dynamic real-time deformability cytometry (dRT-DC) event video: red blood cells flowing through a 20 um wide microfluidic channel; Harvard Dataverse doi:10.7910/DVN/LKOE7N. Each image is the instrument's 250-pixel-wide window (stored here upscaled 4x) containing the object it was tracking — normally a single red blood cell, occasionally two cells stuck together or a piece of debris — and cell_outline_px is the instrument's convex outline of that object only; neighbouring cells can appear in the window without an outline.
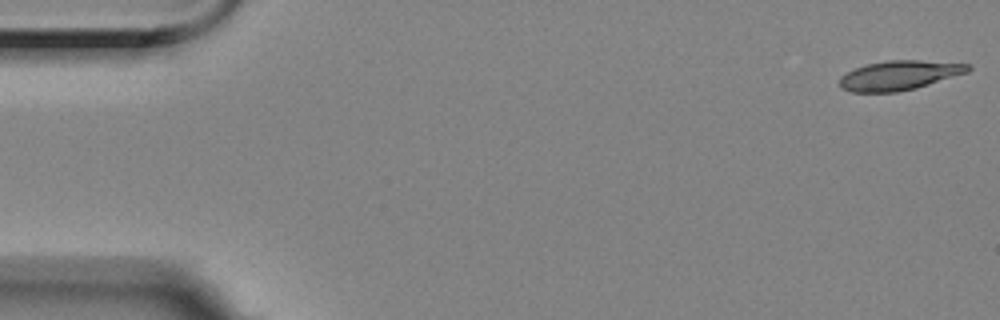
{"species": "Egyptian fruit bat (a non-hibernating species)", "species_latin": "Rousettus aegyptiacus", "temperature_condition": "room temperature", "stored_images_in_passage": 16, "camera_frame_rate_fps": 3000, "um_per_image_px": 0.085, "animal": {"sex": "female"}, "frame": {"image": 1, "passage_image": 1, "time_ms": 0.0, "image_size_px": [1000, 320], "cell_outline_px": [[972, 68], [968, 72], [916, 88], [896, 92], [852, 92], [840, 88], [840, 76], [856, 68], [868, 64], [888, 60], [920, 60], [972, 64]], "centroid_in_image_um": [76.46, 6.4], "position_along_channel_um": 8.5, "area_um2": 21.96}}
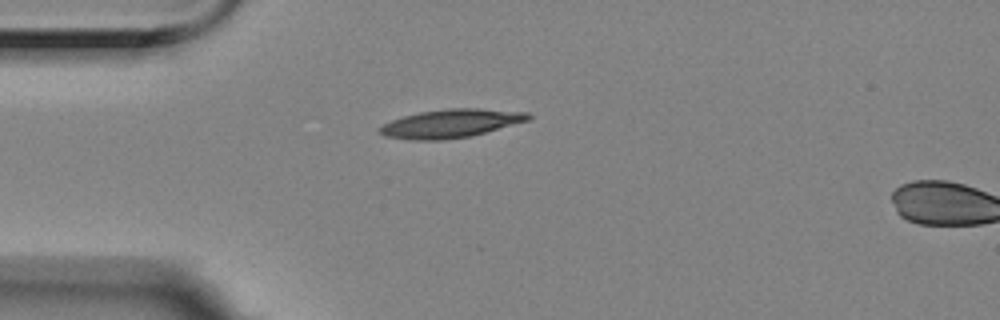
{"frame": {"image": 2, "passage_image": 14, "time_ms": 4.333, "image_size_px": [1000, 320], "cell_outline_px": [[532, 116], [528, 120], [472, 136], [444, 140], [412, 140], [384, 136], [380, 132], [380, 128], [384, 124], [392, 120], [404, 116], [420, 112], [448, 108], [480, 108], [528, 112]], "centroid_in_image_um": [38.34, 10.49], "position_along_channel_um": 46.7, "area_um2": 24.51}}